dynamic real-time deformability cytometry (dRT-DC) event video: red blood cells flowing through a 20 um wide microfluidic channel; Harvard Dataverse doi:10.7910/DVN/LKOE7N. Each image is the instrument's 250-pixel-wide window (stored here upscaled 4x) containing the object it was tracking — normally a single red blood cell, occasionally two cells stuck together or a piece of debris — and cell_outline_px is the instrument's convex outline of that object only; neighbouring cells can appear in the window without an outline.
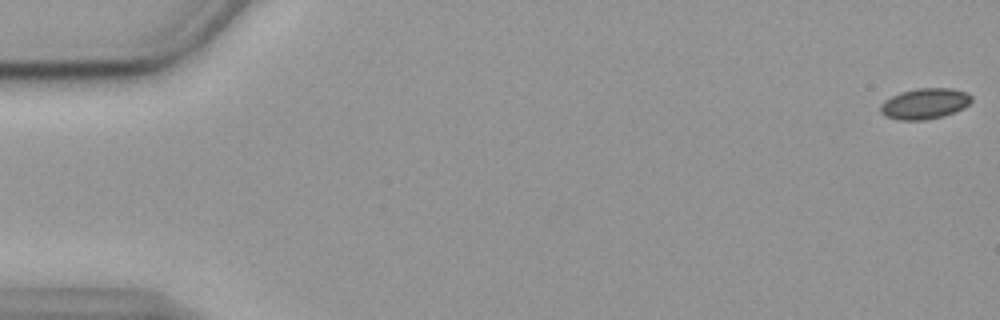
{"species": "common noctule bat (a hibernating species)", "species_latin": "Nyctalus noctula", "temperature_condition": "cold", "stored_images_in_passage": 57, "camera_frame_rate_fps": 3000, "um_per_image_px": 0.085, "animal": {"sex": "female", "body_mass_g": 19.9}, "frame": {"image": 1, "passage_image": 1, "time_ms": 0.0, "image_size_px": [1000, 320], "cell_outline_px": [[972, 100], [964, 108], [944, 116], [928, 120], [900, 120], [884, 116], [880, 112], [880, 104], [884, 100], [900, 92], [916, 88], [952, 88], [968, 92], [972, 96]], "centroid_in_image_um": [78.6, 8.81], "position_along_channel_um": 6.4, "area_um2": 16.59}}
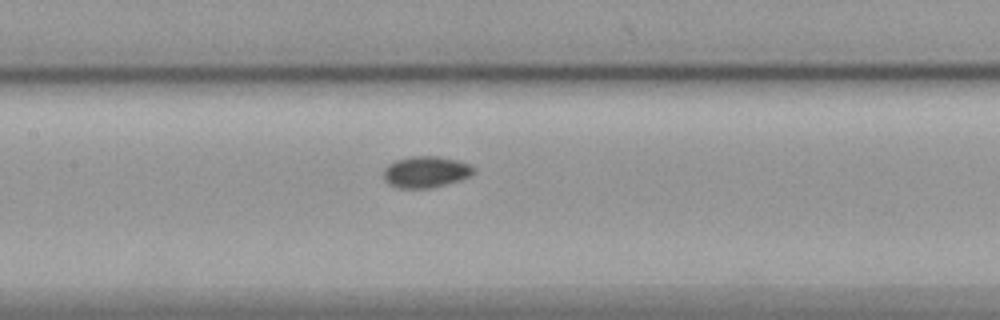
{"frame": {"image": 2, "passage_image": 27, "time_ms": 8.667, "image_size_px": [1000, 320], "cell_outline_px": [[476, 172], [460, 180], [428, 188], [396, 188], [388, 184], [384, 180], [384, 168], [388, 164], [396, 160], [412, 156], [436, 156], [460, 160], [472, 164], [476, 168]], "centroid_in_image_um": [36.21, 14.6], "position_along_channel_um": 171.2, "area_um2": 16.65}}
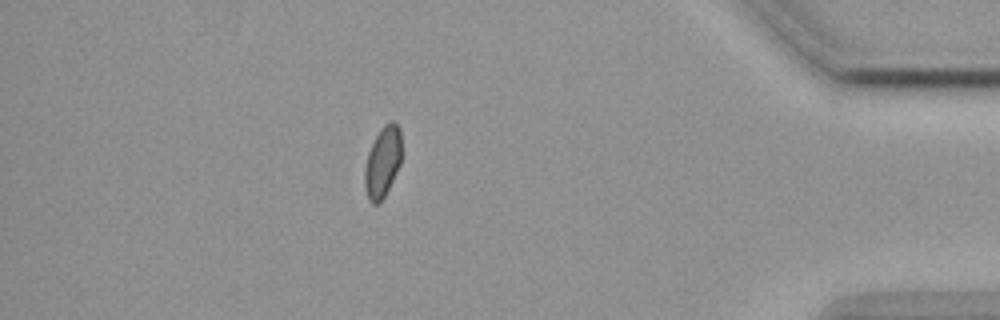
{"frame": {"image": 3, "passage_image": 50, "time_ms": 16.333, "image_size_px": [1000, 320], "cell_outline_px": [[400, 164], [384, 196], [376, 204], [372, 204], [368, 200], [364, 184], [364, 168], [368, 152], [380, 128], [384, 124], [392, 120], [400, 128]], "centroid_in_image_um": [32.5, 13.75], "position_along_channel_um": 402.7, "area_um2": 15.03}, "authors_computed_cell_mechanics": {"area_um2": 16.2418, "velocity_mm_per_s": 3.5657, "shape_relaxation_time_tau1_ms": null, "shape_relaxation_time_tau2_ms": 7.8872, "deformation_change_tau1": null, "deformation_change_tau2": 0.0761}}